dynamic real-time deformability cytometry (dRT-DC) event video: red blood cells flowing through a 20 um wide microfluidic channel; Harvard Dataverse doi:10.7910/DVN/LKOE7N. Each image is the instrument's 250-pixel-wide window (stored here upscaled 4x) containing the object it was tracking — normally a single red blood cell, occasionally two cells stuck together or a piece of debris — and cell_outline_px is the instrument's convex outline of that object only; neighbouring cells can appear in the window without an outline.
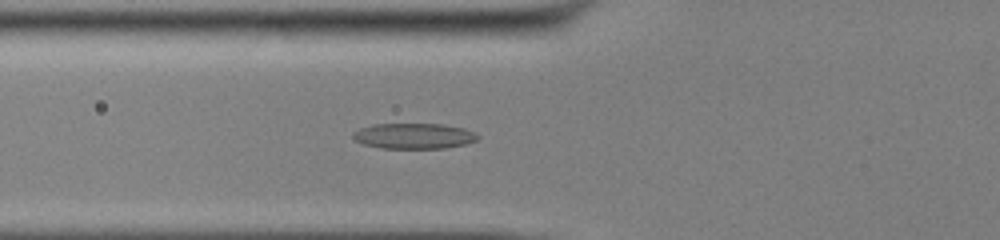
{"species": "common noctule bat (a hibernating species)", "species_latin": "Nyctalus noctula", "temperature_condition": "cold", "stored_images_in_passage": 53, "camera_frame_rate_fps": 3000, "um_per_image_px": 0.085, "animal": {"sex": "male", "body_mass_g": 13.0, "forearm_length_mm": 53.1}, "frame": {"image": 1, "passage_image": 21, "time_ms": 6.667, "image_size_px": [1000, 240], "cell_outline_px": [[480, 136], [476, 140], [464, 144], [444, 148], [380, 148], [364, 144], [356, 140], [352, 136], [352, 132], [360, 128], [372, 124], [444, 124], [464, 128], [476, 132]], "centroid_in_image_um": [35.18, 11.55], "position_along_channel_um": 90.6, "area_um2": 18.61}}
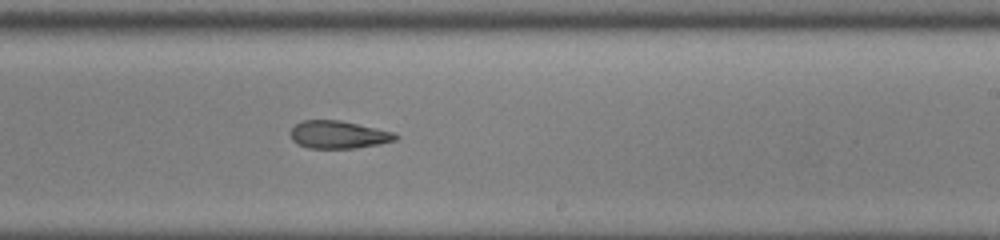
{"frame": {"image": 2, "passage_image": 34, "time_ms": 11.0, "image_size_px": [1000, 240], "cell_outline_px": [[400, 136], [396, 140], [380, 144], [356, 148], [308, 148], [296, 144], [292, 140], [288, 132], [296, 124], [304, 120], [340, 120], [376, 128], [392, 132]], "centroid_in_image_um": [28.73, 11.45], "position_along_channel_um": 260.3, "area_um2": 17.05}}
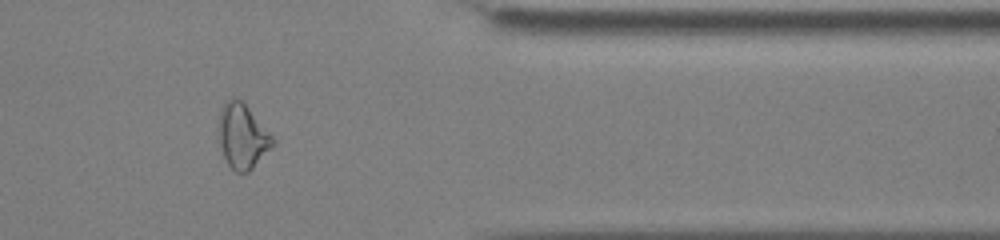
{"frame": {"image": 3, "passage_image": 45, "time_ms": 14.667, "image_size_px": [1000, 240], "cell_outline_px": [[276, 144], [248, 172], [236, 172], [228, 164], [224, 156], [220, 144], [216, 128], [220, 108], [224, 100], [232, 96], [240, 100], [248, 108], [276, 140]], "centroid_in_image_um": [20.57, 11.55], "position_along_channel_um": 390.8, "area_um2": 20.63}, "authors_computed_cell_mechanics": {"area_um2": 18.785, "velocity_mm_per_s": 3.9144, "shape_relaxation_time_tau1_ms": 9.7366, "shape_relaxation_time_tau2_ms": 3.7613, "deformation_change_tau1": 0.2074, "deformation_change_tau2": 0.1384}}